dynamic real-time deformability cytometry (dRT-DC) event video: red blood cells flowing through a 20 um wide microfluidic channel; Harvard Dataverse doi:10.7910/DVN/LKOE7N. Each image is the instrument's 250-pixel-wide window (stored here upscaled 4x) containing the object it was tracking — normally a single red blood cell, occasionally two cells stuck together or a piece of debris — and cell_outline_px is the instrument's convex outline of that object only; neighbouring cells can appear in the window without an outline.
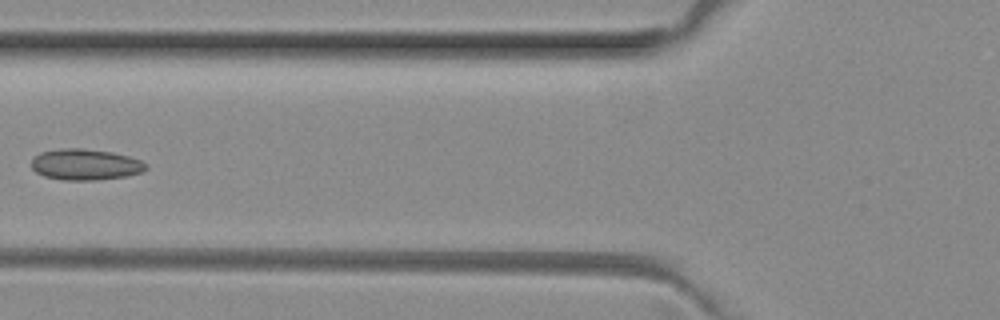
{"species": "common noctule bat (a hibernating species)", "species_latin": "Nyctalus noctula", "temperature_condition": "room temperature", "stored_images_in_passage": 4, "camera_frame_rate_fps": 3000, "um_per_image_px": 0.085, "animal": {"sex": "female", "body_mass_g": 29.2, "forearm_length_mm": 56.3}, "frame": {"image": 1, "passage_image": 4, "time_ms": 1.0, "image_size_px": [1000, 320], "cell_outline_px": [[148, 168], [140, 172], [124, 176], [96, 180], [60, 180], [44, 176], [36, 172], [32, 168], [32, 160], [40, 152], [60, 148], [84, 148], [112, 152], [128, 156], [140, 160], [148, 164]], "centroid_in_image_um": [7.24, 13.98], "position_along_channel_um": 118.6, "area_um2": 20.75}}